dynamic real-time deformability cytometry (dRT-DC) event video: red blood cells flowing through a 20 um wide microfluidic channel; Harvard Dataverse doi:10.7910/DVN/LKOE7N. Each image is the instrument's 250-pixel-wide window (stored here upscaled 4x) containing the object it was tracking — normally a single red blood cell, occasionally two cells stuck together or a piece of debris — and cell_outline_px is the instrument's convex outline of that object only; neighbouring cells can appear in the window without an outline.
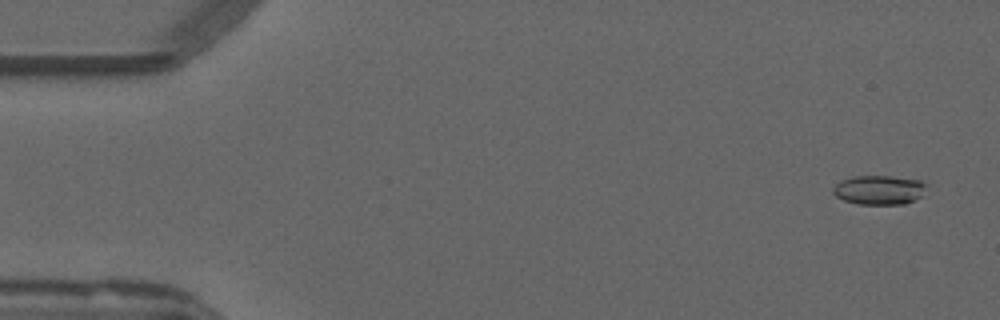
{"species": "common noctule bat (a hibernating species)", "species_latin": "Nyctalus noctula", "temperature_condition": "warm", "stored_images_in_passage": 49, "camera_frame_rate_fps": 3000, "um_per_image_px": 0.085, "animal": {"sex": "male", "forearm_length_mm": 52.5}, "frame": {"image": 1, "passage_image": 3, "time_ms": 0.667, "image_size_px": [1000, 320], "cell_outline_px": [[928, 184], [920, 196], [904, 204], [856, 204], [844, 200], [836, 196], [832, 192], [832, 188], [840, 180], [852, 176], [888, 176], [920, 180]], "centroid_in_image_um": [74.69, 16.13], "position_along_channel_um": 10.3, "area_um2": 15.9}}
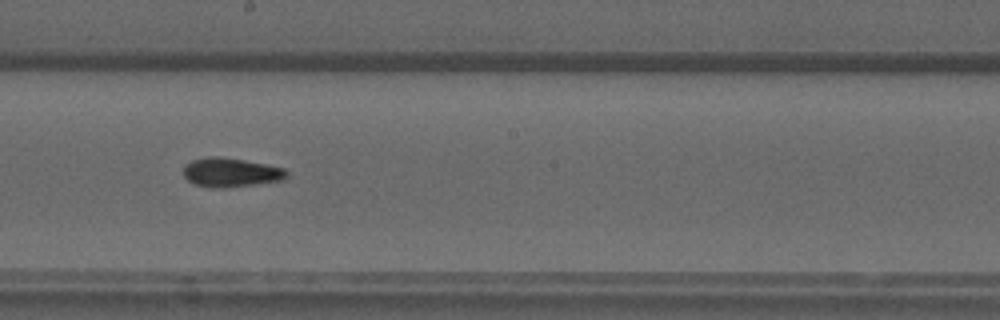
{"frame": {"image": 2, "passage_image": 30, "time_ms": 9.667, "image_size_px": [1000, 320], "cell_outline_px": [[288, 176], [284, 180], [224, 188], [212, 188], [196, 184], [188, 180], [184, 176], [184, 164], [192, 160], [212, 156], [216, 156], [244, 160], [284, 168], [288, 172]], "centroid_in_image_um": [19.62, 14.66], "position_along_channel_um": 228.6, "area_um2": 17.4}}
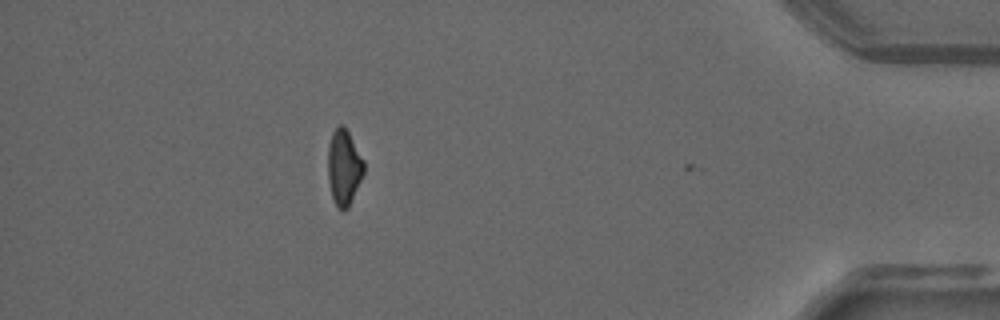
{"frame": {"image": 3, "passage_image": 48, "time_ms": 15.667, "image_size_px": [1000, 320], "cell_outline_px": [[364, 172], [348, 208], [340, 208], [336, 204], [332, 196], [328, 180], [328, 144], [332, 132], [340, 124], [344, 124], [364, 160]], "centroid_in_image_um": [29.23, 14.16], "position_along_channel_um": 406.0, "area_um2": 15.66}, "authors_computed_cell_mechanics": {"area_um2": 16.3574, "velocity_mm_per_s": 3.8484, "shape_relaxation_time_tau1_ms": 9.3867, "shape_relaxation_time_tau2_ms": 10.0326, "deformation_change_tau1": 0.2066, "deformation_change_tau2": 0.1682}}